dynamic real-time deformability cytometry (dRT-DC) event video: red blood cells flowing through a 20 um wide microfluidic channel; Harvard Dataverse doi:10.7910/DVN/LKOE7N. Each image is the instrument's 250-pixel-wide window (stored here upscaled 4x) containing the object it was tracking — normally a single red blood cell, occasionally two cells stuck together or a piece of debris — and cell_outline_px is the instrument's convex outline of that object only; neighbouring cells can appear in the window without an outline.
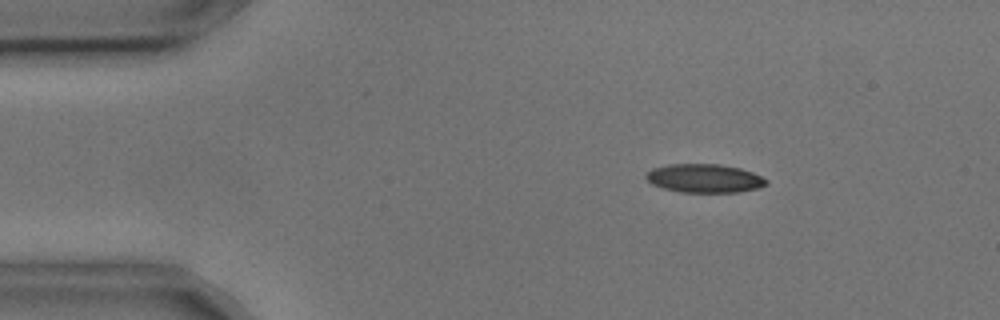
{"species": "common noctule bat (a hibernating species)", "species_latin": "Nyctalus noctula", "temperature_condition": "cold", "stored_images_in_passage": 3, "camera_frame_rate_fps": 3000, "um_per_image_px": 0.085, "animal": {"sex": "male", "body_mass_g": 17.9, "forearm_length_mm": 54.2}, "frame": {"image": 1, "passage_image": 3, "time_ms": 0.667, "image_size_px": [1000, 320], "cell_outline_px": [[768, 184], [756, 188], [736, 192], [680, 192], [664, 188], [652, 184], [644, 176], [652, 168], [668, 164], [720, 164], [740, 168], [752, 172], [768, 180]], "centroid_in_image_um": [59.86, 15.15], "position_along_channel_um": 25.1, "area_um2": 19.94}}